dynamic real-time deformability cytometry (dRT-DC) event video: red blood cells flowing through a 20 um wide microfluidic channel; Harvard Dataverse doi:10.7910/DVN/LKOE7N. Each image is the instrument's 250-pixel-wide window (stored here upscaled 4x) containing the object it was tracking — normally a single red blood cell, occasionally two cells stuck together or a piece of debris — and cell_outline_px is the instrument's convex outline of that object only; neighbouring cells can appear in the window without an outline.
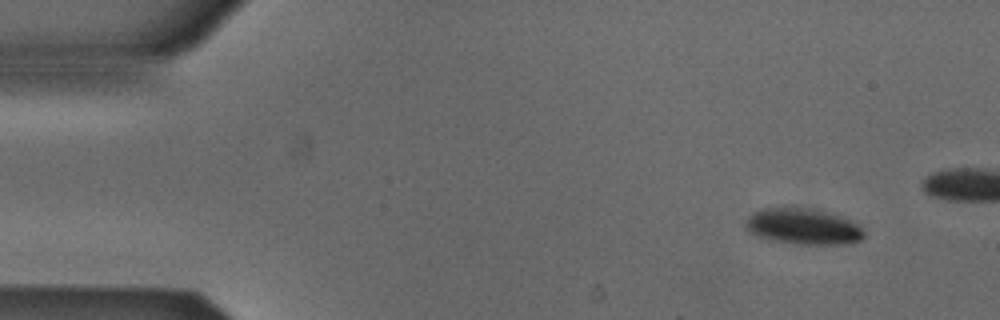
{"species": "Egyptian fruit bat (a non-hibernating species)", "species_latin": "Rousettus aegyptiacus", "temperature_condition": "cold", "stored_images_in_passage": 7, "segment_of_instrument_passage": [1, 2], "camera_frame_rate_fps": 3000, "um_per_image_px": 0.085, "animal": {"sex": "male"}, "frame": {"image": 1, "passage_image": 1, "time_ms": 0.0, "image_size_px": [1000, 320], "cell_outline_px": [[864, 236], [860, 240], [848, 244], [796, 244], [772, 240], [756, 236], [748, 232], [748, 216], [752, 212], [764, 208], [792, 204], [816, 208], [852, 220], [864, 232]], "centroid_in_image_um": [68.25, 19.2], "position_along_channel_um": 16.7, "area_um2": 25.49}}
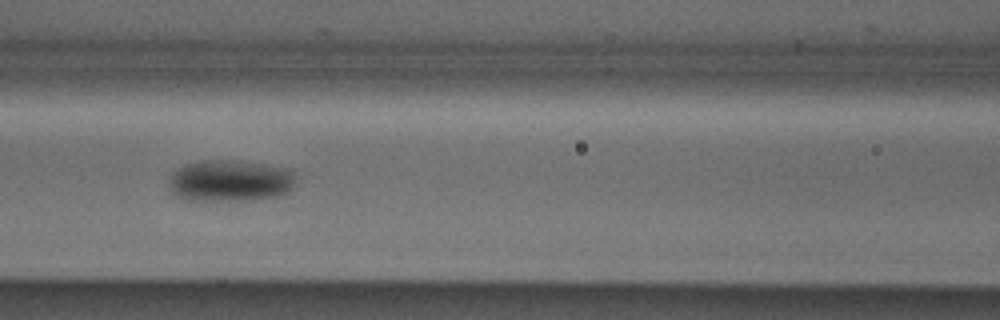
{"frame": {"image": 2, "passage_image": 6, "time_ms": 1.667, "image_size_px": [1000, 320], "cell_outline_px": [[296, 176], [292, 188], [288, 192], [276, 196], [256, 200], [184, 200], [176, 196], [168, 188], [168, 180], [176, 168], [184, 164], [204, 160], [224, 160], [260, 164], [292, 172]], "centroid_in_image_um": [19.46, 15.39], "position_along_channel_um": 147.1, "area_um2": 30.58}}